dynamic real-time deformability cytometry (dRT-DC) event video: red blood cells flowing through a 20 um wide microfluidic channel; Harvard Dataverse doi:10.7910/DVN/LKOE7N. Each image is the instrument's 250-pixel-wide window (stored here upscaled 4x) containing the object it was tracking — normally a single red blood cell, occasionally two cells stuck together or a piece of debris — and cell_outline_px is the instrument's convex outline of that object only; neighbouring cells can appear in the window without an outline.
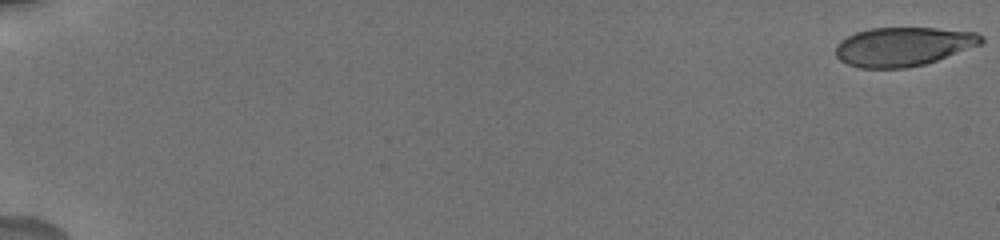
{"species": "human", "species_latin": "Homo sapiens", "temperature_condition": "cold", "stored_images_in_passage": 31, "camera_frame_rate_fps": 3000, "um_per_image_px": 0.085, "donor": {"sex": "male"}, "frame": {"image": 1, "passage_image": 1, "time_ms": 0.0, "image_size_px": [1000, 240], "cell_outline_px": [[984, 44], [924, 64], [904, 68], [860, 68], [848, 64], [840, 60], [836, 56], [836, 44], [840, 40], [856, 32], [872, 28], [936, 28], [976, 32], [984, 36]], "centroid_in_image_um": [76.8, 3.95], "position_along_channel_um": 8.2, "area_um2": 33.12}}